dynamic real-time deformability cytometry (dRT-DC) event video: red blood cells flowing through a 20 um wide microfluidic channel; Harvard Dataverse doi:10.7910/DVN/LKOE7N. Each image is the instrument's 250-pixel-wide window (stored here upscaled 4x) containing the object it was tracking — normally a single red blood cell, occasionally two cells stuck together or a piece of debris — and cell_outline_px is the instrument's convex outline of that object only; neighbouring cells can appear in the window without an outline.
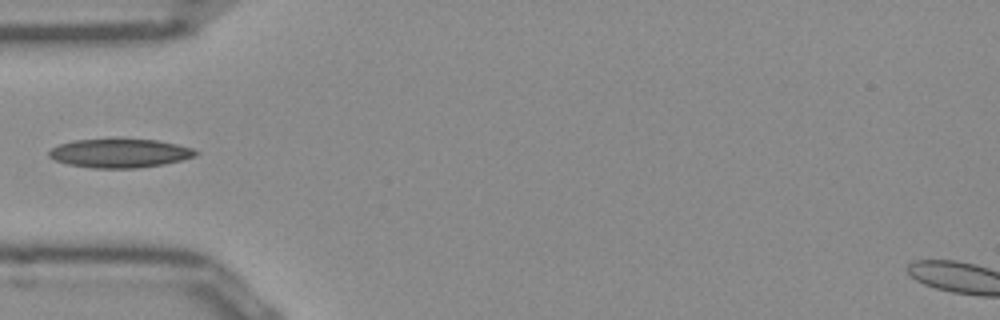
{"species": "Egyptian fruit bat (a non-hibernating species)", "species_latin": "Rousettus aegyptiacus", "temperature_condition": "room temperature", "stored_images_in_passage": 36, "camera_frame_rate_fps": 3000, "um_per_image_px": 0.085, "frame": {"image": 1, "passage_image": 1, "time_ms": 0.0, "image_size_px": [1000, 320], "cell_outline_px": [[200, 152], [196, 156], [164, 164], [136, 168], [92, 168], [68, 164], [56, 160], [48, 156], [48, 152], [52, 148], [60, 144], [72, 140], [120, 136], [156, 140], [176, 144], [192, 148]], "centroid_in_image_um": [10.17, 12.97], "position_along_channel_um": 74.8, "area_um2": 25.49}}
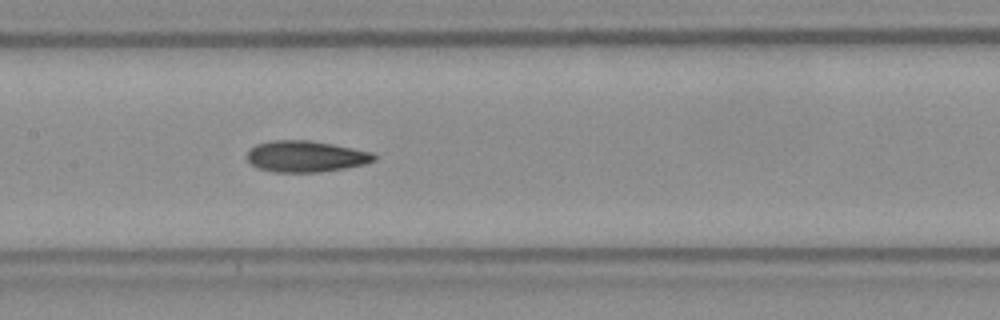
{"frame": {"image": 2, "passage_image": 9, "time_ms": 2.667, "image_size_px": [1000, 320], "cell_outline_px": [[376, 160], [364, 164], [344, 168], [316, 172], [276, 172], [260, 168], [252, 164], [248, 160], [248, 152], [256, 144], [272, 140], [308, 140], [332, 144], [372, 152], [376, 156]], "centroid_in_image_um": [26.0, 13.29], "position_along_channel_um": 181.4, "area_um2": 22.83}}
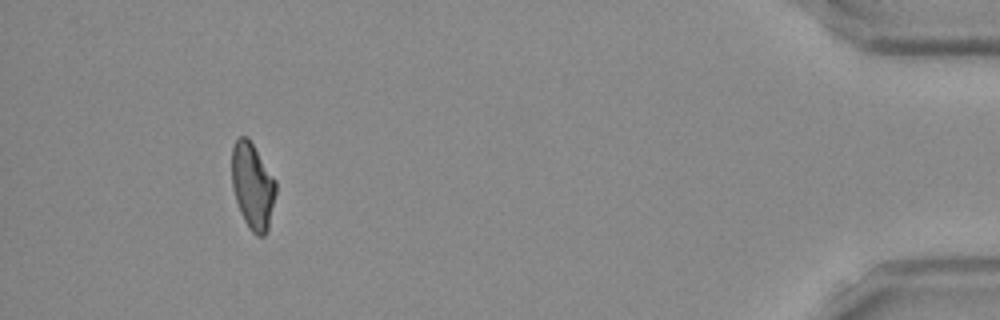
{"frame": {"image": 3, "passage_image": 32, "time_ms": 10.333, "image_size_px": [1000, 320], "cell_outline_px": [[276, 192], [268, 228], [264, 236], [256, 236], [248, 228], [240, 212], [232, 188], [232, 148], [236, 140], [240, 136], [248, 136], [276, 180]], "centroid_in_image_um": [21.47, 15.8], "position_along_channel_um": 413.7, "area_um2": 22.2}}